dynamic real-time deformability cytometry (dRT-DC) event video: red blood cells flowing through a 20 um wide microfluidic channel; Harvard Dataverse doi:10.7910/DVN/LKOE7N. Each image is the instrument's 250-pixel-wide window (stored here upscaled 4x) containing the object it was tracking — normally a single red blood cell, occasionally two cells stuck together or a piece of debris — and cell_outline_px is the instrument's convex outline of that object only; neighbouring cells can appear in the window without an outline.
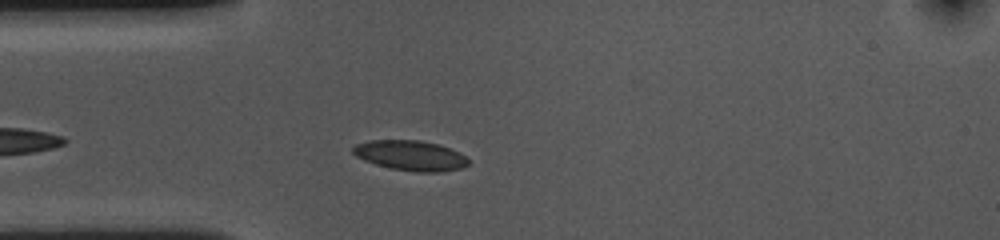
{"species": "common noctule bat (a hibernating species)", "species_latin": "Nyctalus noctula", "temperature_condition": "cold", "stored_images_in_passage": 29, "camera_frame_rate_fps": 3000, "um_per_image_px": 0.085, "animal": {"sex": "female", "body_mass_g": 10.0, "forearm_length_mm": 53.1}, "frame": {"image": 1, "passage_image": 6, "time_ms": 1.667, "image_size_px": [1000, 240], "cell_outline_px": [[468, 164], [460, 168], [440, 172], [416, 172], [392, 168], [376, 164], [364, 160], [356, 156], [352, 152], [352, 148], [356, 144], [368, 140], [420, 140], [440, 144], [464, 156], [468, 160]], "centroid_in_image_um": [34.85, 13.21], "position_along_channel_um": 50.1, "area_um2": 20.06}}
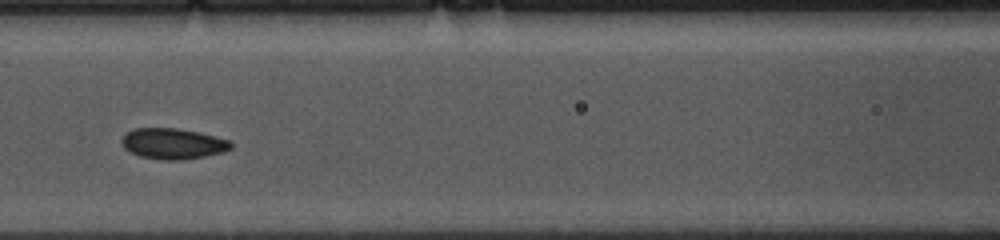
{"frame": {"image": 2, "passage_image": 15, "time_ms": 4.667, "image_size_px": [1000, 240], "cell_outline_px": [[232, 148], [224, 152], [204, 156], [180, 160], [164, 160], [140, 156], [124, 148], [120, 140], [132, 128], [176, 128], [200, 132], [232, 140]], "centroid_in_image_um": [14.74, 12.2], "position_along_channel_um": 151.9, "area_um2": 19.65}}
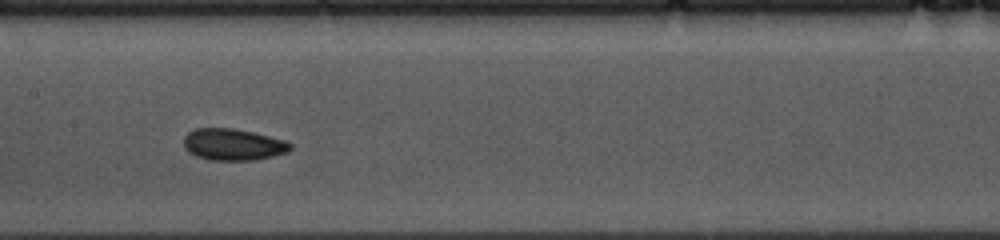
{"frame": {"image": 3, "passage_image": 18, "time_ms": 5.667, "image_size_px": [1000, 240], "cell_outline_px": [[292, 148], [288, 152], [256, 160], [208, 160], [196, 156], [188, 152], [184, 148], [184, 136], [188, 132], [196, 128], [232, 128], [252, 132], [284, 140], [292, 144]], "centroid_in_image_um": [19.79, 12.29], "position_along_channel_um": 187.6, "area_um2": 19.71}, "authors_computed_cell_mechanics": {"area_um2": 19.363, "velocity_mm_per_s": 3.5779, "shape_relaxation_time_tau1_ms": 2.2683, "shape_relaxation_time_tau2_ms": 5.1538, "deformation_change_tau1": 0.0538, "deformation_change_tau2": 0.1153}}